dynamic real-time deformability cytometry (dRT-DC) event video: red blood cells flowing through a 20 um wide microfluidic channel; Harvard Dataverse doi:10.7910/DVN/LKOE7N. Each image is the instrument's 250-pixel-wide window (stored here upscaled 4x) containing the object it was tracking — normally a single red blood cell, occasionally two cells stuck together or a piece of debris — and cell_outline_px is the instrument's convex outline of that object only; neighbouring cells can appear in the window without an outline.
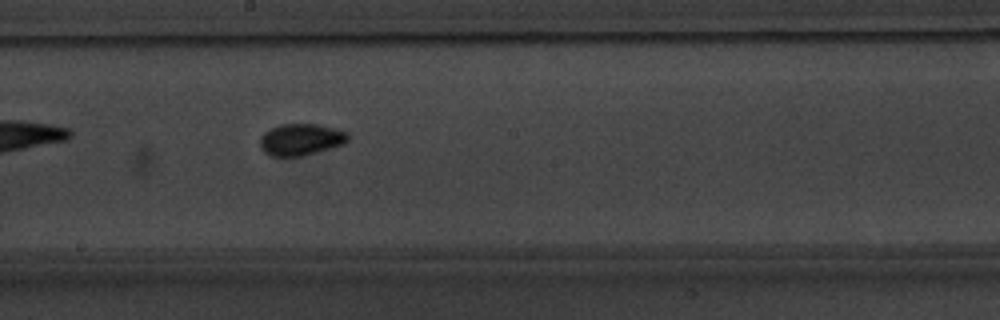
{"species": "common noctule bat (a hibernating species)", "species_latin": "Nyctalus noctula", "temperature_condition": "warm", "stored_images_in_passage": 35, "camera_frame_rate_fps": 3000, "um_per_image_px": 0.085, "animal": {"sex": "male", "body_mass_g": 20.1, "forearm_length_mm": 53.5}, "frame": {"image": 1, "passage_image": 15, "time_ms": 4.667, "image_size_px": [1000, 320], "cell_outline_px": [[348, 140], [344, 144], [304, 156], [272, 156], [264, 152], [260, 144], [260, 136], [264, 132], [280, 124], [320, 124], [336, 128], [348, 132]], "centroid_in_image_um": [25.59, 11.85], "position_along_channel_um": 222.6, "area_um2": 16.36}, "authors_computed_cell_mechanics": {"area_um2": 14.9702, "velocity_mm_per_s": 3.7985, "shape_relaxation_time_tau1_ms": 3.3699, "shape_relaxation_time_tau2_ms": null, "deformation_change_tau1": 0.1134, "deformation_change_tau2": null}}